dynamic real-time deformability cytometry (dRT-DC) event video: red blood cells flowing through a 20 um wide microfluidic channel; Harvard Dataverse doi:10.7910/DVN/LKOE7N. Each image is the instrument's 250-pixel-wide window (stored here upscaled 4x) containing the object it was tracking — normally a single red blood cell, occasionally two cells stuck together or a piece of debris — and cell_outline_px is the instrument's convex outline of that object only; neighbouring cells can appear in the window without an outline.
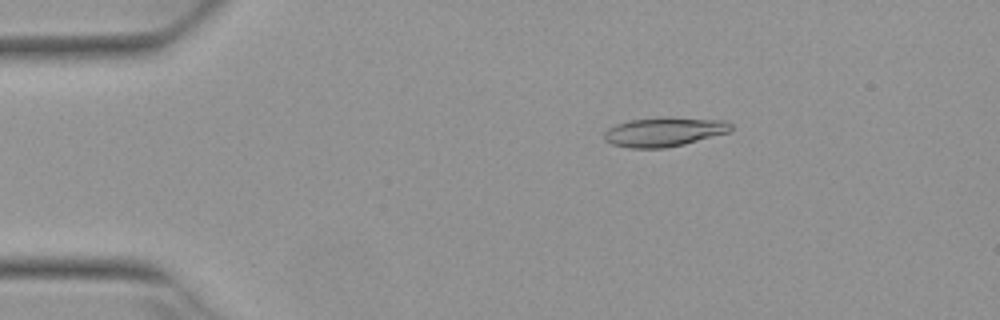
{"species": "Egyptian fruit bat (a non-hibernating species)", "species_latin": "Rousettus aegyptiacus", "temperature_condition": "warm", "stored_images_in_passage": 6, "camera_frame_rate_fps": 3000, "um_per_image_px": 0.085, "animal": {"sex": "female"}, "frame": {"image": 1, "passage_image": 3, "time_ms": 0.667, "image_size_px": [1000, 320], "cell_outline_px": [[732, 128], [728, 132], [684, 144], [664, 148], [628, 148], [612, 144], [604, 140], [604, 132], [608, 128], [616, 124], [628, 120], [668, 116], [724, 120], [732, 124]], "centroid_in_image_um": [56.43, 11.19], "position_along_channel_um": 28.6, "area_um2": 21.79}}
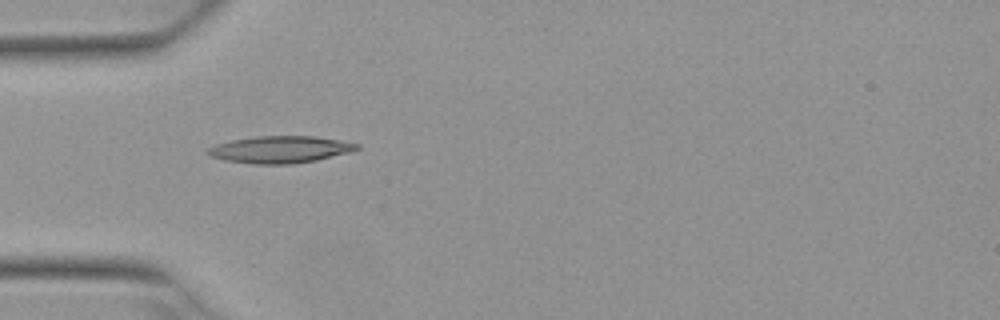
{"frame": {"image": 2, "passage_image": 5, "time_ms": 1.333, "image_size_px": [1000, 320], "cell_outline_px": [[360, 148], [352, 152], [316, 160], [292, 164], [252, 164], [224, 160], [208, 156], [204, 152], [208, 148], [216, 144], [232, 140], [256, 136], [316, 136], [360, 144]], "centroid_in_image_um": [23.79, 12.71], "position_along_channel_um": 61.2, "area_um2": 23.64}}
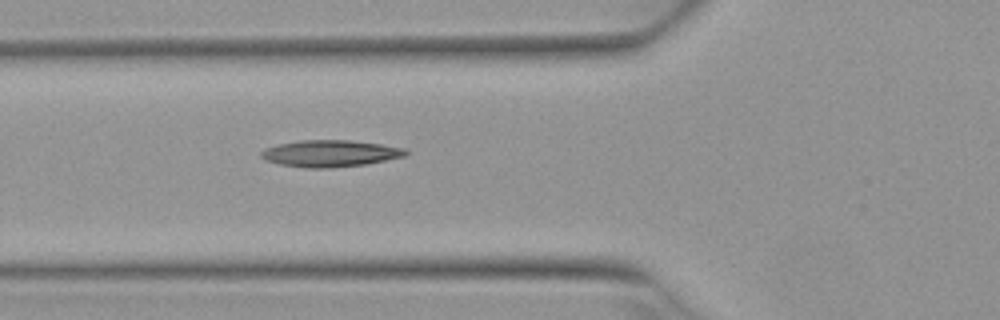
{"frame": {"image": 3, "passage_image": 6, "time_ms": 1.667, "image_size_px": [1000, 320], "cell_outline_px": [[408, 152], [404, 156], [368, 164], [328, 168], [304, 168], [280, 164], [264, 160], [260, 156], [260, 152], [264, 148], [276, 144], [300, 140], [348, 140], [380, 144], [404, 148]], "centroid_in_image_um": [28.01, 13.04], "position_along_channel_um": 97.8, "area_um2": 22.6}}